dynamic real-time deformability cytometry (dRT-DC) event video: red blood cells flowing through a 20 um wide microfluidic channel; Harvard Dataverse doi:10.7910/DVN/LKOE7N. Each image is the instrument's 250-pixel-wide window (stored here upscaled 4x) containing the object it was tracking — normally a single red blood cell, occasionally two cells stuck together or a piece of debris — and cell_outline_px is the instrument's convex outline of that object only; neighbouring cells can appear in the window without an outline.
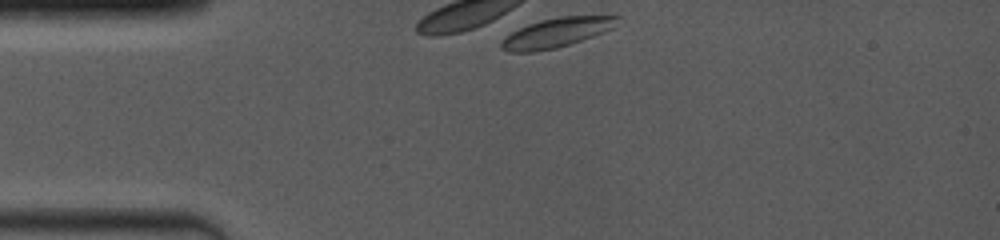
{"species": "common noctule bat (a hibernating species)", "species_latin": "Nyctalus noctula", "temperature_condition": "room temperature", "stored_images_in_passage": 2, "camera_frame_rate_fps": 4000, "um_per_image_px": 0.085, "animal": {"sex": "female", "body_mass_g": 19.0, "forearm_length_mm": 53.3}, "frame": {"image": 1, "passage_image": 1, "time_ms": 0.0, "image_size_px": [1000, 240], "cell_outline_px": [[620, 16], [612, 28], [604, 32], [556, 48], [532, 52], [508, 52], [500, 48], [500, 40], [504, 36], [528, 24], [540, 20], [560, 16]], "centroid_in_image_um": [47.22, 2.78], "position_along_channel_um": 37.8, "area_um2": 19.71}}